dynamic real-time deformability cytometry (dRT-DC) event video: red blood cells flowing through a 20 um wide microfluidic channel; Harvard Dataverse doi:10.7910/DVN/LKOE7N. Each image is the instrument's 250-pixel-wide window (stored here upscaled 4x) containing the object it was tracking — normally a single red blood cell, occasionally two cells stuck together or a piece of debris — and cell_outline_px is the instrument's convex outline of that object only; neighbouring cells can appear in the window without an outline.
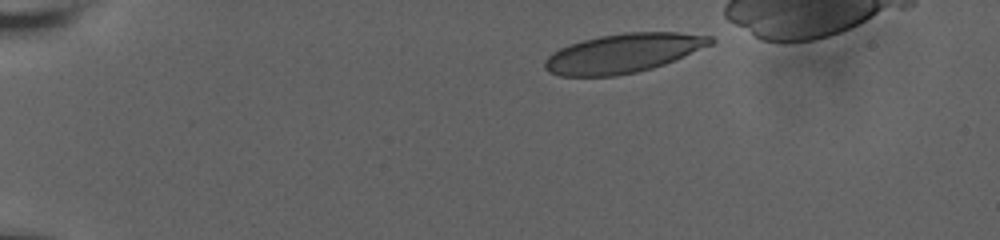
{"species": "human", "species_latin": "Homo sapiens", "temperature_condition": "room temperature", "stored_images_in_passage": 5, "camera_frame_rate_fps": 3000, "um_per_image_px": 0.085, "donor": {"sex": "male"}, "frame": {"image": 1, "passage_image": 1, "time_ms": 0.0, "image_size_px": [1000, 240], "cell_outline_px": [[716, 40], [712, 44], [664, 64], [652, 68], [636, 72], [616, 76], [560, 76], [548, 72], [544, 68], [544, 60], [552, 52], [568, 44], [600, 36], [624, 32], [676, 32], [712, 36]], "centroid_in_image_um": [52.95, 4.52], "position_along_channel_um": 32.1, "area_um2": 37.74}}